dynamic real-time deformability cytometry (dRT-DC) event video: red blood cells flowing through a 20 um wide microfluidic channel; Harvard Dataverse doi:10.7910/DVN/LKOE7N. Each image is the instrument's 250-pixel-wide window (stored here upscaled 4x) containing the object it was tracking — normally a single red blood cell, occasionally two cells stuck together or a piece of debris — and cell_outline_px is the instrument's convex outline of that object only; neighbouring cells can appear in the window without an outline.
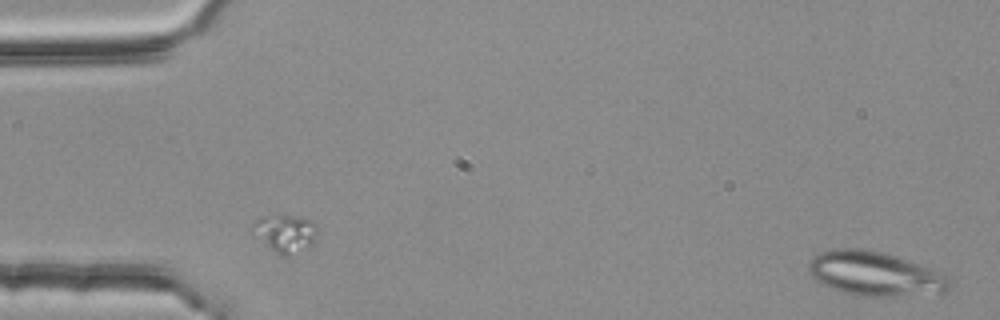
{"species": "common noctule bat (a hibernating species)", "species_latin": "Nyctalus noctula", "temperature_condition": "room temperature", "stored_images_in_passage": 51, "segment_of_instrument_passage": [1, 2], "camera_frame_rate_fps": 3000, "um_per_image_px": 0.085, "animal": {"sex": "female", "body_mass_g": 25.1}, "frame": {"image": 1, "passage_image": 1, "time_ms": 0.0, "image_size_px": [1000, 320], "cell_outline_px": [[952, 284], [944, 292], [892, 296], [860, 296], [840, 292], [820, 284], [812, 276], [808, 268], [808, 264], [812, 256], [820, 252], [836, 248], [864, 248], [884, 252], [932, 268], [948, 276], [952, 280]], "centroid_in_image_um": [74.34, 23.26], "position_along_channel_um": 10.7, "area_um2": 36.65}}